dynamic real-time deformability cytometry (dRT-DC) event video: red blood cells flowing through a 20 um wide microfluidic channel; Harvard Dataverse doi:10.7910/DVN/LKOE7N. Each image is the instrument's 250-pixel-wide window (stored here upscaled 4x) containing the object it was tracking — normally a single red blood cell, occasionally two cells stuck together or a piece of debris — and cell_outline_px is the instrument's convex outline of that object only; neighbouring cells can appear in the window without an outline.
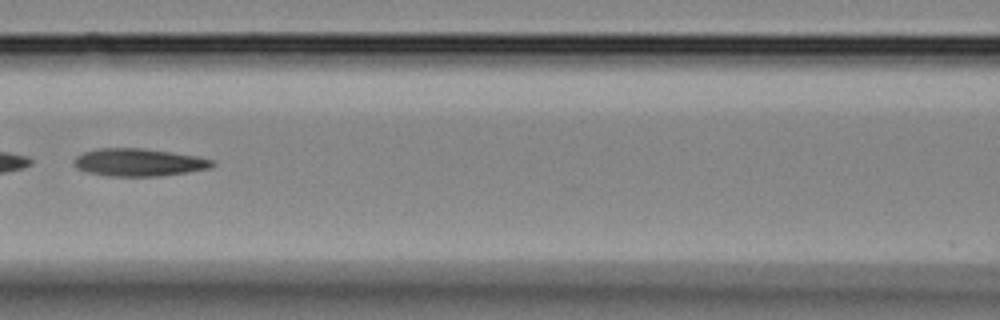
{"species": "Egyptian fruit bat (a non-hibernating species)", "species_latin": "Rousettus aegyptiacus", "temperature_condition": "room temperature", "stored_images_in_passage": 32, "camera_frame_rate_fps": 3000, "um_per_image_px": 0.085, "animal": {"sex": "female"}, "frame": {"image": 1, "passage_image": 10, "time_ms": 3.0, "image_size_px": [1000, 320], "cell_outline_px": [[216, 164], [212, 168], [188, 172], [160, 176], [108, 176], [88, 172], [76, 168], [72, 164], [72, 160], [76, 156], [84, 152], [100, 148], [144, 148], [196, 156], [212, 160]], "centroid_in_image_um": [11.78, 13.8], "position_along_channel_um": 154.8, "area_um2": 22.37}}
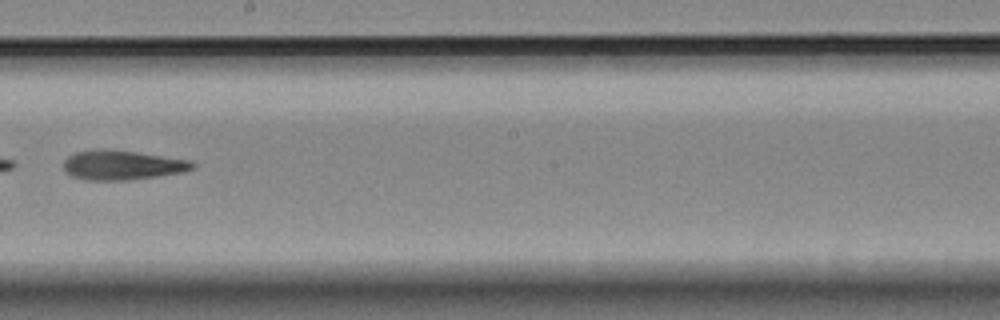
{"frame": {"image": 2, "passage_image": 15, "time_ms": 4.667, "image_size_px": [1000, 320], "cell_outline_px": [[196, 168], [184, 172], [128, 180], [84, 180], [72, 176], [64, 172], [64, 160], [68, 156], [76, 152], [96, 148], [108, 148], [192, 160], [196, 164]], "centroid_in_image_um": [10.39, 14.02], "position_along_channel_um": 237.8, "area_um2": 22.54}}
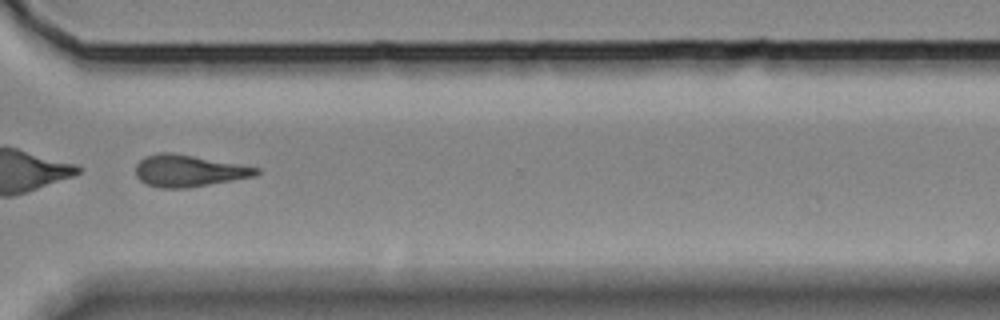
{"frame": {"image": 3, "passage_image": 22, "time_ms": 7.0, "image_size_px": [1000, 320], "cell_outline_px": [[260, 172], [256, 176], [188, 188], [156, 188], [144, 184], [136, 176], [136, 164], [144, 156], [160, 152], [172, 152], [260, 168]], "centroid_in_image_um": [16.0, 14.52], "position_along_channel_um": 354.6, "area_um2": 22.48}}